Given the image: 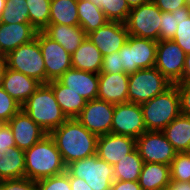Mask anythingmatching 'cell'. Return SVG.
<instances>
[{
  "label": "cell",
  "instance_id": "42",
  "mask_svg": "<svg viewBox=\"0 0 190 190\" xmlns=\"http://www.w3.org/2000/svg\"><path fill=\"white\" fill-rule=\"evenodd\" d=\"M161 11L173 12L178 8L188 6L187 0H151Z\"/></svg>",
  "mask_w": 190,
  "mask_h": 190
},
{
  "label": "cell",
  "instance_id": "22",
  "mask_svg": "<svg viewBox=\"0 0 190 190\" xmlns=\"http://www.w3.org/2000/svg\"><path fill=\"white\" fill-rule=\"evenodd\" d=\"M43 32L60 44L70 55L78 49L83 40L87 37L85 31L79 25L68 26L49 23Z\"/></svg>",
  "mask_w": 190,
  "mask_h": 190
},
{
  "label": "cell",
  "instance_id": "5",
  "mask_svg": "<svg viewBox=\"0 0 190 190\" xmlns=\"http://www.w3.org/2000/svg\"><path fill=\"white\" fill-rule=\"evenodd\" d=\"M6 67L46 84V69L38 39L21 45L6 55Z\"/></svg>",
  "mask_w": 190,
  "mask_h": 190
},
{
  "label": "cell",
  "instance_id": "11",
  "mask_svg": "<svg viewBox=\"0 0 190 190\" xmlns=\"http://www.w3.org/2000/svg\"><path fill=\"white\" fill-rule=\"evenodd\" d=\"M42 56L46 69V84L58 80L68 69L72 68L71 55L43 31H37Z\"/></svg>",
  "mask_w": 190,
  "mask_h": 190
},
{
  "label": "cell",
  "instance_id": "43",
  "mask_svg": "<svg viewBox=\"0 0 190 190\" xmlns=\"http://www.w3.org/2000/svg\"><path fill=\"white\" fill-rule=\"evenodd\" d=\"M16 147L12 130L8 123H0V148Z\"/></svg>",
  "mask_w": 190,
  "mask_h": 190
},
{
  "label": "cell",
  "instance_id": "44",
  "mask_svg": "<svg viewBox=\"0 0 190 190\" xmlns=\"http://www.w3.org/2000/svg\"><path fill=\"white\" fill-rule=\"evenodd\" d=\"M110 190H142L138 181L114 180Z\"/></svg>",
  "mask_w": 190,
  "mask_h": 190
},
{
  "label": "cell",
  "instance_id": "31",
  "mask_svg": "<svg viewBox=\"0 0 190 190\" xmlns=\"http://www.w3.org/2000/svg\"><path fill=\"white\" fill-rule=\"evenodd\" d=\"M30 24L37 30L43 31L50 20L51 0H26Z\"/></svg>",
  "mask_w": 190,
  "mask_h": 190
},
{
  "label": "cell",
  "instance_id": "35",
  "mask_svg": "<svg viewBox=\"0 0 190 190\" xmlns=\"http://www.w3.org/2000/svg\"><path fill=\"white\" fill-rule=\"evenodd\" d=\"M170 180L190 181V152L176 153L170 164Z\"/></svg>",
  "mask_w": 190,
  "mask_h": 190
},
{
  "label": "cell",
  "instance_id": "29",
  "mask_svg": "<svg viewBox=\"0 0 190 190\" xmlns=\"http://www.w3.org/2000/svg\"><path fill=\"white\" fill-rule=\"evenodd\" d=\"M77 2L78 0H51L49 23L79 25Z\"/></svg>",
  "mask_w": 190,
  "mask_h": 190
},
{
  "label": "cell",
  "instance_id": "33",
  "mask_svg": "<svg viewBox=\"0 0 190 190\" xmlns=\"http://www.w3.org/2000/svg\"><path fill=\"white\" fill-rule=\"evenodd\" d=\"M26 4V0H6L0 22L6 24L30 23Z\"/></svg>",
  "mask_w": 190,
  "mask_h": 190
},
{
  "label": "cell",
  "instance_id": "1",
  "mask_svg": "<svg viewBox=\"0 0 190 190\" xmlns=\"http://www.w3.org/2000/svg\"><path fill=\"white\" fill-rule=\"evenodd\" d=\"M49 135L66 166L73 161L96 155L98 136L87 130L76 118L67 119Z\"/></svg>",
  "mask_w": 190,
  "mask_h": 190
},
{
  "label": "cell",
  "instance_id": "37",
  "mask_svg": "<svg viewBox=\"0 0 190 190\" xmlns=\"http://www.w3.org/2000/svg\"><path fill=\"white\" fill-rule=\"evenodd\" d=\"M38 190H71L69 173L47 177L37 181Z\"/></svg>",
  "mask_w": 190,
  "mask_h": 190
},
{
  "label": "cell",
  "instance_id": "10",
  "mask_svg": "<svg viewBox=\"0 0 190 190\" xmlns=\"http://www.w3.org/2000/svg\"><path fill=\"white\" fill-rule=\"evenodd\" d=\"M186 53L173 40H159L155 68L173 85L181 83Z\"/></svg>",
  "mask_w": 190,
  "mask_h": 190
},
{
  "label": "cell",
  "instance_id": "50",
  "mask_svg": "<svg viewBox=\"0 0 190 190\" xmlns=\"http://www.w3.org/2000/svg\"><path fill=\"white\" fill-rule=\"evenodd\" d=\"M5 62H6V54L0 46V63H5Z\"/></svg>",
  "mask_w": 190,
  "mask_h": 190
},
{
  "label": "cell",
  "instance_id": "47",
  "mask_svg": "<svg viewBox=\"0 0 190 190\" xmlns=\"http://www.w3.org/2000/svg\"><path fill=\"white\" fill-rule=\"evenodd\" d=\"M181 83H190V53L186 54L185 66L182 73Z\"/></svg>",
  "mask_w": 190,
  "mask_h": 190
},
{
  "label": "cell",
  "instance_id": "3",
  "mask_svg": "<svg viewBox=\"0 0 190 190\" xmlns=\"http://www.w3.org/2000/svg\"><path fill=\"white\" fill-rule=\"evenodd\" d=\"M21 109L47 134L60 127L68 119L48 84H41Z\"/></svg>",
  "mask_w": 190,
  "mask_h": 190
},
{
  "label": "cell",
  "instance_id": "49",
  "mask_svg": "<svg viewBox=\"0 0 190 190\" xmlns=\"http://www.w3.org/2000/svg\"><path fill=\"white\" fill-rule=\"evenodd\" d=\"M6 64L0 63V86L2 85L3 75L5 72Z\"/></svg>",
  "mask_w": 190,
  "mask_h": 190
},
{
  "label": "cell",
  "instance_id": "17",
  "mask_svg": "<svg viewBox=\"0 0 190 190\" xmlns=\"http://www.w3.org/2000/svg\"><path fill=\"white\" fill-rule=\"evenodd\" d=\"M7 123L12 130L16 147L23 151L47 135L22 109Z\"/></svg>",
  "mask_w": 190,
  "mask_h": 190
},
{
  "label": "cell",
  "instance_id": "27",
  "mask_svg": "<svg viewBox=\"0 0 190 190\" xmlns=\"http://www.w3.org/2000/svg\"><path fill=\"white\" fill-rule=\"evenodd\" d=\"M138 182L142 190H166L170 182V165L144 163Z\"/></svg>",
  "mask_w": 190,
  "mask_h": 190
},
{
  "label": "cell",
  "instance_id": "48",
  "mask_svg": "<svg viewBox=\"0 0 190 190\" xmlns=\"http://www.w3.org/2000/svg\"><path fill=\"white\" fill-rule=\"evenodd\" d=\"M151 0H126L127 4L129 5L130 9L138 7L141 4H145Z\"/></svg>",
  "mask_w": 190,
  "mask_h": 190
},
{
  "label": "cell",
  "instance_id": "51",
  "mask_svg": "<svg viewBox=\"0 0 190 190\" xmlns=\"http://www.w3.org/2000/svg\"><path fill=\"white\" fill-rule=\"evenodd\" d=\"M5 2H6V0H0V16L2 14L4 7H5Z\"/></svg>",
  "mask_w": 190,
  "mask_h": 190
},
{
  "label": "cell",
  "instance_id": "32",
  "mask_svg": "<svg viewBox=\"0 0 190 190\" xmlns=\"http://www.w3.org/2000/svg\"><path fill=\"white\" fill-rule=\"evenodd\" d=\"M177 12V30L171 39L186 53H190V7L184 6L176 9Z\"/></svg>",
  "mask_w": 190,
  "mask_h": 190
},
{
  "label": "cell",
  "instance_id": "6",
  "mask_svg": "<svg viewBox=\"0 0 190 190\" xmlns=\"http://www.w3.org/2000/svg\"><path fill=\"white\" fill-rule=\"evenodd\" d=\"M172 85L155 67L139 69L129 74L128 102L142 104Z\"/></svg>",
  "mask_w": 190,
  "mask_h": 190
},
{
  "label": "cell",
  "instance_id": "8",
  "mask_svg": "<svg viewBox=\"0 0 190 190\" xmlns=\"http://www.w3.org/2000/svg\"><path fill=\"white\" fill-rule=\"evenodd\" d=\"M157 41L128 36L119 50L124 73L131 74L139 69L155 67Z\"/></svg>",
  "mask_w": 190,
  "mask_h": 190
},
{
  "label": "cell",
  "instance_id": "34",
  "mask_svg": "<svg viewBox=\"0 0 190 190\" xmlns=\"http://www.w3.org/2000/svg\"><path fill=\"white\" fill-rule=\"evenodd\" d=\"M100 7L109 21L125 23L127 21L130 7L126 0H91Z\"/></svg>",
  "mask_w": 190,
  "mask_h": 190
},
{
  "label": "cell",
  "instance_id": "19",
  "mask_svg": "<svg viewBox=\"0 0 190 190\" xmlns=\"http://www.w3.org/2000/svg\"><path fill=\"white\" fill-rule=\"evenodd\" d=\"M58 80L87 101L97 99L99 80L96 73L71 68Z\"/></svg>",
  "mask_w": 190,
  "mask_h": 190
},
{
  "label": "cell",
  "instance_id": "2",
  "mask_svg": "<svg viewBox=\"0 0 190 190\" xmlns=\"http://www.w3.org/2000/svg\"><path fill=\"white\" fill-rule=\"evenodd\" d=\"M25 153V177L31 180H41L66 172L61 153L53 138L47 134Z\"/></svg>",
  "mask_w": 190,
  "mask_h": 190
},
{
  "label": "cell",
  "instance_id": "16",
  "mask_svg": "<svg viewBox=\"0 0 190 190\" xmlns=\"http://www.w3.org/2000/svg\"><path fill=\"white\" fill-rule=\"evenodd\" d=\"M135 149V138L109 133L98 137L96 155L108 164L114 165Z\"/></svg>",
  "mask_w": 190,
  "mask_h": 190
},
{
  "label": "cell",
  "instance_id": "24",
  "mask_svg": "<svg viewBox=\"0 0 190 190\" xmlns=\"http://www.w3.org/2000/svg\"><path fill=\"white\" fill-rule=\"evenodd\" d=\"M53 90L57 103L68 119L77 118L85 107L87 100L64 86L59 80L47 83Z\"/></svg>",
  "mask_w": 190,
  "mask_h": 190
},
{
  "label": "cell",
  "instance_id": "40",
  "mask_svg": "<svg viewBox=\"0 0 190 190\" xmlns=\"http://www.w3.org/2000/svg\"><path fill=\"white\" fill-rule=\"evenodd\" d=\"M120 57L121 56L119 55V51L103 56L102 68L100 73H108V74L124 73Z\"/></svg>",
  "mask_w": 190,
  "mask_h": 190
},
{
  "label": "cell",
  "instance_id": "39",
  "mask_svg": "<svg viewBox=\"0 0 190 190\" xmlns=\"http://www.w3.org/2000/svg\"><path fill=\"white\" fill-rule=\"evenodd\" d=\"M0 190H38L37 181L26 177L0 181Z\"/></svg>",
  "mask_w": 190,
  "mask_h": 190
},
{
  "label": "cell",
  "instance_id": "36",
  "mask_svg": "<svg viewBox=\"0 0 190 190\" xmlns=\"http://www.w3.org/2000/svg\"><path fill=\"white\" fill-rule=\"evenodd\" d=\"M21 105L17 103L0 86V123H7L15 114L21 110Z\"/></svg>",
  "mask_w": 190,
  "mask_h": 190
},
{
  "label": "cell",
  "instance_id": "45",
  "mask_svg": "<svg viewBox=\"0 0 190 190\" xmlns=\"http://www.w3.org/2000/svg\"><path fill=\"white\" fill-rule=\"evenodd\" d=\"M71 190H93L82 178L72 177L69 174Z\"/></svg>",
  "mask_w": 190,
  "mask_h": 190
},
{
  "label": "cell",
  "instance_id": "12",
  "mask_svg": "<svg viewBox=\"0 0 190 190\" xmlns=\"http://www.w3.org/2000/svg\"><path fill=\"white\" fill-rule=\"evenodd\" d=\"M136 148L144 163L170 165L177 153L162 131H146L136 139Z\"/></svg>",
  "mask_w": 190,
  "mask_h": 190
},
{
  "label": "cell",
  "instance_id": "18",
  "mask_svg": "<svg viewBox=\"0 0 190 190\" xmlns=\"http://www.w3.org/2000/svg\"><path fill=\"white\" fill-rule=\"evenodd\" d=\"M98 80V99L114 105L128 102L129 74L99 73Z\"/></svg>",
  "mask_w": 190,
  "mask_h": 190
},
{
  "label": "cell",
  "instance_id": "13",
  "mask_svg": "<svg viewBox=\"0 0 190 190\" xmlns=\"http://www.w3.org/2000/svg\"><path fill=\"white\" fill-rule=\"evenodd\" d=\"M114 104L100 99L87 101L80 115L76 118L87 130L96 136L111 133Z\"/></svg>",
  "mask_w": 190,
  "mask_h": 190
},
{
  "label": "cell",
  "instance_id": "41",
  "mask_svg": "<svg viewBox=\"0 0 190 190\" xmlns=\"http://www.w3.org/2000/svg\"><path fill=\"white\" fill-rule=\"evenodd\" d=\"M180 97V112L190 116V83L175 84Z\"/></svg>",
  "mask_w": 190,
  "mask_h": 190
},
{
  "label": "cell",
  "instance_id": "23",
  "mask_svg": "<svg viewBox=\"0 0 190 190\" xmlns=\"http://www.w3.org/2000/svg\"><path fill=\"white\" fill-rule=\"evenodd\" d=\"M103 55L86 37L78 49L71 55L72 68L99 74L102 68Z\"/></svg>",
  "mask_w": 190,
  "mask_h": 190
},
{
  "label": "cell",
  "instance_id": "15",
  "mask_svg": "<svg viewBox=\"0 0 190 190\" xmlns=\"http://www.w3.org/2000/svg\"><path fill=\"white\" fill-rule=\"evenodd\" d=\"M128 36L125 23L118 21H108L97 30L87 34L89 40L103 56L118 52L126 43Z\"/></svg>",
  "mask_w": 190,
  "mask_h": 190
},
{
  "label": "cell",
  "instance_id": "46",
  "mask_svg": "<svg viewBox=\"0 0 190 190\" xmlns=\"http://www.w3.org/2000/svg\"><path fill=\"white\" fill-rule=\"evenodd\" d=\"M166 190H190V181L170 180Z\"/></svg>",
  "mask_w": 190,
  "mask_h": 190
},
{
  "label": "cell",
  "instance_id": "7",
  "mask_svg": "<svg viewBox=\"0 0 190 190\" xmlns=\"http://www.w3.org/2000/svg\"><path fill=\"white\" fill-rule=\"evenodd\" d=\"M66 171L76 178H82L93 190H110L114 181V167L97 155L73 161Z\"/></svg>",
  "mask_w": 190,
  "mask_h": 190
},
{
  "label": "cell",
  "instance_id": "14",
  "mask_svg": "<svg viewBox=\"0 0 190 190\" xmlns=\"http://www.w3.org/2000/svg\"><path fill=\"white\" fill-rule=\"evenodd\" d=\"M146 131L140 104L125 102L115 105L111 133L137 139Z\"/></svg>",
  "mask_w": 190,
  "mask_h": 190
},
{
  "label": "cell",
  "instance_id": "26",
  "mask_svg": "<svg viewBox=\"0 0 190 190\" xmlns=\"http://www.w3.org/2000/svg\"><path fill=\"white\" fill-rule=\"evenodd\" d=\"M162 132L177 153L190 152V116L180 114Z\"/></svg>",
  "mask_w": 190,
  "mask_h": 190
},
{
  "label": "cell",
  "instance_id": "25",
  "mask_svg": "<svg viewBox=\"0 0 190 190\" xmlns=\"http://www.w3.org/2000/svg\"><path fill=\"white\" fill-rule=\"evenodd\" d=\"M25 177V153L18 147L0 148V181Z\"/></svg>",
  "mask_w": 190,
  "mask_h": 190
},
{
  "label": "cell",
  "instance_id": "38",
  "mask_svg": "<svg viewBox=\"0 0 190 190\" xmlns=\"http://www.w3.org/2000/svg\"><path fill=\"white\" fill-rule=\"evenodd\" d=\"M177 12H161L159 40L172 39L177 30Z\"/></svg>",
  "mask_w": 190,
  "mask_h": 190
},
{
  "label": "cell",
  "instance_id": "20",
  "mask_svg": "<svg viewBox=\"0 0 190 190\" xmlns=\"http://www.w3.org/2000/svg\"><path fill=\"white\" fill-rule=\"evenodd\" d=\"M40 85L36 79L6 67L1 86L22 106Z\"/></svg>",
  "mask_w": 190,
  "mask_h": 190
},
{
  "label": "cell",
  "instance_id": "28",
  "mask_svg": "<svg viewBox=\"0 0 190 190\" xmlns=\"http://www.w3.org/2000/svg\"><path fill=\"white\" fill-rule=\"evenodd\" d=\"M77 12L79 26L85 31L86 35L97 30L109 21L102 9L96 6L91 0H78Z\"/></svg>",
  "mask_w": 190,
  "mask_h": 190
},
{
  "label": "cell",
  "instance_id": "9",
  "mask_svg": "<svg viewBox=\"0 0 190 190\" xmlns=\"http://www.w3.org/2000/svg\"><path fill=\"white\" fill-rule=\"evenodd\" d=\"M161 12L152 1L132 8L125 22L129 35L159 41Z\"/></svg>",
  "mask_w": 190,
  "mask_h": 190
},
{
  "label": "cell",
  "instance_id": "4",
  "mask_svg": "<svg viewBox=\"0 0 190 190\" xmlns=\"http://www.w3.org/2000/svg\"><path fill=\"white\" fill-rule=\"evenodd\" d=\"M147 131H162L180 112V97L176 85L164 93L140 104Z\"/></svg>",
  "mask_w": 190,
  "mask_h": 190
},
{
  "label": "cell",
  "instance_id": "30",
  "mask_svg": "<svg viewBox=\"0 0 190 190\" xmlns=\"http://www.w3.org/2000/svg\"><path fill=\"white\" fill-rule=\"evenodd\" d=\"M143 164L144 162L136 148L113 165L114 180L138 181Z\"/></svg>",
  "mask_w": 190,
  "mask_h": 190
},
{
  "label": "cell",
  "instance_id": "21",
  "mask_svg": "<svg viewBox=\"0 0 190 190\" xmlns=\"http://www.w3.org/2000/svg\"><path fill=\"white\" fill-rule=\"evenodd\" d=\"M37 30L30 23H1L0 46L7 55L17 47L31 42Z\"/></svg>",
  "mask_w": 190,
  "mask_h": 190
}]
</instances>
